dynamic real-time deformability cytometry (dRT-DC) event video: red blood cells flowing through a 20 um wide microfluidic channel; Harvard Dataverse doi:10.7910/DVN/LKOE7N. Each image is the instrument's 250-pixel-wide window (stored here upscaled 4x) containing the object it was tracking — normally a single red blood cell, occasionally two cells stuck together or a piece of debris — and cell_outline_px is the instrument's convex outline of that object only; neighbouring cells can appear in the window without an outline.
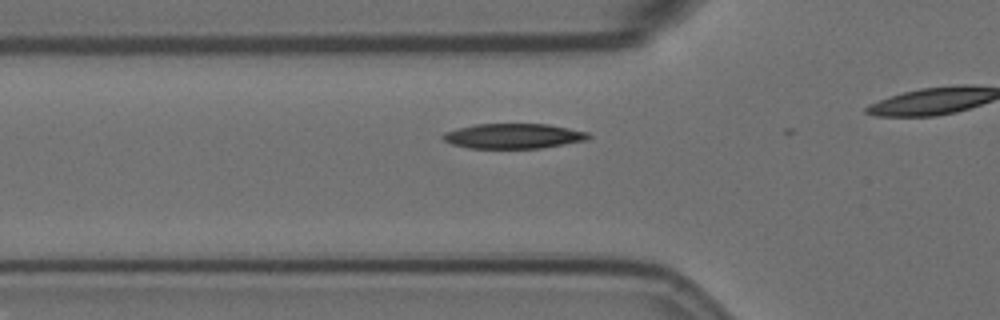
{"species": "Egyptian fruit bat (a non-hibernating species)", "species_latin": "Rousettus aegyptiacus", "temperature_condition": "room temperature", "stored_images_in_passage": 7, "camera_frame_rate_fps": 3000, "um_per_image_px": 0.085, "animal": {"sex": "female"}, "frame": {"image": 1, "passage_image": 2, "time_ms": 0.333, "image_size_px": [1000, 320], "cell_outline_px": [[592, 136], [584, 140], [564, 144], [540, 148], [468, 148], [452, 144], [444, 140], [440, 136], [444, 132], [476, 124], [548, 124], [588, 132]], "centroid_in_image_um": [43.62, 11.56], "position_along_channel_um": 82.2, "area_um2": 21.04}}
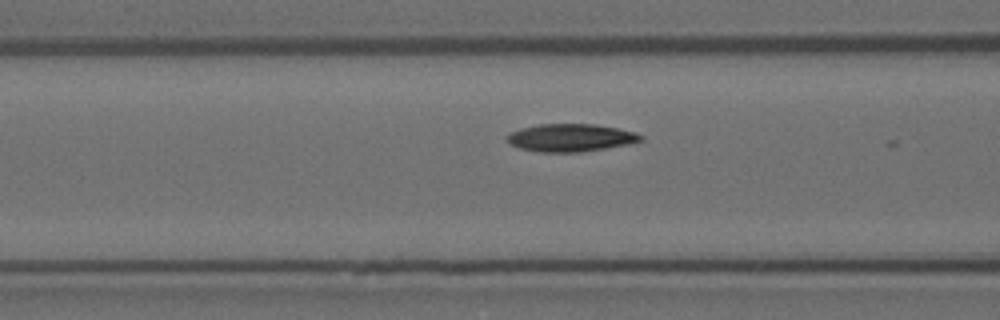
{"frame": {"image": 2, "passage_image": 5, "time_ms": 1.333, "image_size_px": [1000, 320], "cell_outline_px": [[644, 140], [628, 144], [580, 152], [540, 152], [520, 148], [512, 144], [508, 140], [508, 132], [520, 128], [540, 124], [596, 124], [636, 132], [644, 136]], "centroid_in_image_um": [48.53, 11.7], "position_along_channel_um": 118.1, "area_um2": 21.5}}